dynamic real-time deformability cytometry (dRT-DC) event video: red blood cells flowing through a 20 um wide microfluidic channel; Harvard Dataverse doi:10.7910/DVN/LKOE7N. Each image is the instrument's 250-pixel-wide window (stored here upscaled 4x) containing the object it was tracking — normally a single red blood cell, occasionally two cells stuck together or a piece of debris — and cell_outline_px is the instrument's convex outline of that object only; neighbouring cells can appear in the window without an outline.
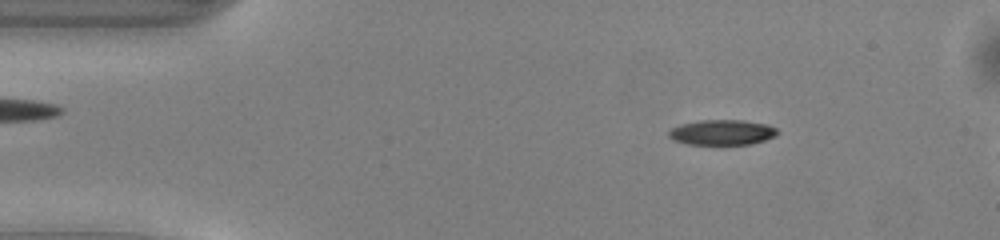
{"species": "common noctule bat (a hibernating species)", "species_latin": "Nyctalus noctula", "temperature_condition": "warm", "stored_images_in_passage": 12, "camera_frame_rate_fps": 3000, "um_per_image_px": 0.085, "animal": {"sex": "male", "body_mass_g": 13.0, "forearm_length_mm": 53.1}, "frame": {"image": 1, "passage_image": 7, "time_ms": 2.0, "image_size_px": [1000, 240], "cell_outline_px": [[780, 132], [776, 136], [752, 144], [688, 144], [672, 140], [668, 136], [668, 132], [672, 128], [680, 124], [700, 120], [744, 120], [768, 124], [776, 128]], "centroid_in_image_um": [61.39, 11.24], "position_along_channel_um": 23.6, "area_um2": 16.13}}